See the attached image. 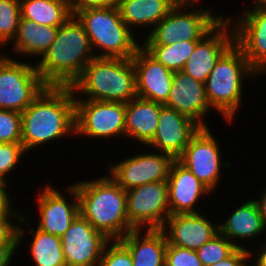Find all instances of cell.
<instances>
[{
    "instance_id": "obj_1",
    "label": "cell",
    "mask_w": 266,
    "mask_h": 266,
    "mask_svg": "<svg viewBox=\"0 0 266 266\" xmlns=\"http://www.w3.org/2000/svg\"><path fill=\"white\" fill-rule=\"evenodd\" d=\"M21 143L30 153L76 136L75 96L70 86H47L21 113ZM71 135V136H69ZM34 149V150H33Z\"/></svg>"
},
{
    "instance_id": "obj_2",
    "label": "cell",
    "mask_w": 266,
    "mask_h": 266,
    "mask_svg": "<svg viewBox=\"0 0 266 266\" xmlns=\"http://www.w3.org/2000/svg\"><path fill=\"white\" fill-rule=\"evenodd\" d=\"M105 175V176H104ZM72 183L79 198V213L109 240H120L132 230L126 191L109 175Z\"/></svg>"
},
{
    "instance_id": "obj_3",
    "label": "cell",
    "mask_w": 266,
    "mask_h": 266,
    "mask_svg": "<svg viewBox=\"0 0 266 266\" xmlns=\"http://www.w3.org/2000/svg\"><path fill=\"white\" fill-rule=\"evenodd\" d=\"M94 58L85 27L72 15L58 28L54 42L35 65L48 86H71Z\"/></svg>"
},
{
    "instance_id": "obj_4",
    "label": "cell",
    "mask_w": 266,
    "mask_h": 266,
    "mask_svg": "<svg viewBox=\"0 0 266 266\" xmlns=\"http://www.w3.org/2000/svg\"><path fill=\"white\" fill-rule=\"evenodd\" d=\"M260 76L234 43L216 62L205 80L206 97L211 108L223 116L226 123H233L243 105L246 80H256Z\"/></svg>"
},
{
    "instance_id": "obj_5",
    "label": "cell",
    "mask_w": 266,
    "mask_h": 266,
    "mask_svg": "<svg viewBox=\"0 0 266 266\" xmlns=\"http://www.w3.org/2000/svg\"><path fill=\"white\" fill-rule=\"evenodd\" d=\"M70 87L75 99L128 103L137 97L132 58L95 57Z\"/></svg>"
},
{
    "instance_id": "obj_6",
    "label": "cell",
    "mask_w": 266,
    "mask_h": 266,
    "mask_svg": "<svg viewBox=\"0 0 266 266\" xmlns=\"http://www.w3.org/2000/svg\"><path fill=\"white\" fill-rule=\"evenodd\" d=\"M75 16L85 27L97 58H132L141 46L139 33L137 38L120 17L117 7L87 8Z\"/></svg>"
},
{
    "instance_id": "obj_7",
    "label": "cell",
    "mask_w": 266,
    "mask_h": 266,
    "mask_svg": "<svg viewBox=\"0 0 266 266\" xmlns=\"http://www.w3.org/2000/svg\"><path fill=\"white\" fill-rule=\"evenodd\" d=\"M223 18V12L217 14L214 7L176 5L147 35L143 34L141 45L199 41Z\"/></svg>"
},
{
    "instance_id": "obj_8",
    "label": "cell",
    "mask_w": 266,
    "mask_h": 266,
    "mask_svg": "<svg viewBox=\"0 0 266 266\" xmlns=\"http://www.w3.org/2000/svg\"><path fill=\"white\" fill-rule=\"evenodd\" d=\"M13 57L0 62V109L22 113L48 85L29 58Z\"/></svg>"
},
{
    "instance_id": "obj_9",
    "label": "cell",
    "mask_w": 266,
    "mask_h": 266,
    "mask_svg": "<svg viewBox=\"0 0 266 266\" xmlns=\"http://www.w3.org/2000/svg\"><path fill=\"white\" fill-rule=\"evenodd\" d=\"M125 115L126 103L75 99L76 138L99 142L116 136L125 139Z\"/></svg>"
},
{
    "instance_id": "obj_10",
    "label": "cell",
    "mask_w": 266,
    "mask_h": 266,
    "mask_svg": "<svg viewBox=\"0 0 266 266\" xmlns=\"http://www.w3.org/2000/svg\"><path fill=\"white\" fill-rule=\"evenodd\" d=\"M213 132L210 127L200 128L177 160L215 193L222 179L221 171L230 168V162L222 158L221 142Z\"/></svg>"
},
{
    "instance_id": "obj_11",
    "label": "cell",
    "mask_w": 266,
    "mask_h": 266,
    "mask_svg": "<svg viewBox=\"0 0 266 266\" xmlns=\"http://www.w3.org/2000/svg\"><path fill=\"white\" fill-rule=\"evenodd\" d=\"M147 149L149 151H147ZM144 153L128 155L122 161L107 163V173L125 190L150 182L167 181L174 159L165 153L145 148ZM147 152V153H146Z\"/></svg>"
},
{
    "instance_id": "obj_12",
    "label": "cell",
    "mask_w": 266,
    "mask_h": 266,
    "mask_svg": "<svg viewBox=\"0 0 266 266\" xmlns=\"http://www.w3.org/2000/svg\"><path fill=\"white\" fill-rule=\"evenodd\" d=\"M126 195L128 221L135 230L162 229L170 216L167 181L134 187Z\"/></svg>"
},
{
    "instance_id": "obj_13",
    "label": "cell",
    "mask_w": 266,
    "mask_h": 266,
    "mask_svg": "<svg viewBox=\"0 0 266 266\" xmlns=\"http://www.w3.org/2000/svg\"><path fill=\"white\" fill-rule=\"evenodd\" d=\"M64 187L66 189H62L66 191L67 196L53 184L45 183L42 185V189L38 187V191H35L37 196L33 199L36 200L37 208L35 209L38 210L37 215H39L35 227L58 237H62L79 214V198L76 187L70 183ZM68 195L72 197L69 200Z\"/></svg>"
},
{
    "instance_id": "obj_14",
    "label": "cell",
    "mask_w": 266,
    "mask_h": 266,
    "mask_svg": "<svg viewBox=\"0 0 266 266\" xmlns=\"http://www.w3.org/2000/svg\"><path fill=\"white\" fill-rule=\"evenodd\" d=\"M242 14L229 16L235 35V44L243 51L251 66L261 75L266 76V8L254 0ZM234 19V20H233Z\"/></svg>"
},
{
    "instance_id": "obj_15",
    "label": "cell",
    "mask_w": 266,
    "mask_h": 266,
    "mask_svg": "<svg viewBox=\"0 0 266 266\" xmlns=\"http://www.w3.org/2000/svg\"><path fill=\"white\" fill-rule=\"evenodd\" d=\"M109 241L79 213L61 237L66 265L97 266Z\"/></svg>"
},
{
    "instance_id": "obj_16",
    "label": "cell",
    "mask_w": 266,
    "mask_h": 266,
    "mask_svg": "<svg viewBox=\"0 0 266 266\" xmlns=\"http://www.w3.org/2000/svg\"><path fill=\"white\" fill-rule=\"evenodd\" d=\"M221 19L198 42L182 71L205 83L220 57L235 43L230 19Z\"/></svg>"
},
{
    "instance_id": "obj_17",
    "label": "cell",
    "mask_w": 266,
    "mask_h": 266,
    "mask_svg": "<svg viewBox=\"0 0 266 266\" xmlns=\"http://www.w3.org/2000/svg\"><path fill=\"white\" fill-rule=\"evenodd\" d=\"M200 128L196 122L177 110L161 105L156 132L146 147L169 154L177 160Z\"/></svg>"
},
{
    "instance_id": "obj_18",
    "label": "cell",
    "mask_w": 266,
    "mask_h": 266,
    "mask_svg": "<svg viewBox=\"0 0 266 266\" xmlns=\"http://www.w3.org/2000/svg\"><path fill=\"white\" fill-rule=\"evenodd\" d=\"M203 211L199 213L172 214L162 227L168 244L198 250L219 234L216 224Z\"/></svg>"
},
{
    "instance_id": "obj_19",
    "label": "cell",
    "mask_w": 266,
    "mask_h": 266,
    "mask_svg": "<svg viewBox=\"0 0 266 266\" xmlns=\"http://www.w3.org/2000/svg\"><path fill=\"white\" fill-rule=\"evenodd\" d=\"M165 106L192 119L201 128L210 127L205 118H209L213 109L207 100L204 83L195 80L182 70L174 71Z\"/></svg>"
},
{
    "instance_id": "obj_20",
    "label": "cell",
    "mask_w": 266,
    "mask_h": 266,
    "mask_svg": "<svg viewBox=\"0 0 266 266\" xmlns=\"http://www.w3.org/2000/svg\"><path fill=\"white\" fill-rule=\"evenodd\" d=\"M136 71L137 97L165 105L174 72L153 58L142 46L132 57Z\"/></svg>"
},
{
    "instance_id": "obj_21",
    "label": "cell",
    "mask_w": 266,
    "mask_h": 266,
    "mask_svg": "<svg viewBox=\"0 0 266 266\" xmlns=\"http://www.w3.org/2000/svg\"><path fill=\"white\" fill-rule=\"evenodd\" d=\"M167 183L170 215L199 213L196 206L201 198L213 193L178 160L170 166Z\"/></svg>"
},
{
    "instance_id": "obj_22",
    "label": "cell",
    "mask_w": 266,
    "mask_h": 266,
    "mask_svg": "<svg viewBox=\"0 0 266 266\" xmlns=\"http://www.w3.org/2000/svg\"><path fill=\"white\" fill-rule=\"evenodd\" d=\"M232 211L224 222L218 223L219 233L225 236L237 248L251 251L252 248L248 247L250 239L256 240L259 238V242H261L260 238H263L264 233L266 237V228L263 225L257 204L252 198L246 201L244 198V201L242 200L240 204H237L236 208L232 209ZM244 241L248 242L247 247L243 246Z\"/></svg>"
},
{
    "instance_id": "obj_23",
    "label": "cell",
    "mask_w": 266,
    "mask_h": 266,
    "mask_svg": "<svg viewBox=\"0 0 266 266\" xmlns=\"http://www.w3.org/2000/svg\"><path fill=\"white\" fill-rule=\"evenodd\" d=\"M26 214L23 213L19 222L18 249L22 241H25L23 240L25 235L28 234V236L32 237H28L30 240L27 242L29 245L28 253L30 252V257L35 266H67L62 249L61 237L44 232L37 227H30L35 225L31 223L33 217L30 219Z\"/></svg>"
},
{
    "instance_id": "obj_24",
    "label": "cell",
    "mask_w": 266,
    "mask_h": 266,
    "mask_svg": "<svg viewBox=\"0 0 266 266\" xmlns=\"http://www.w3.org/2000/svg\"><path fill=\"white\" fill-rule=\"evenodd\" d=\"M119 241L129 250L133 266H165L168 242L161 229L132 230Z\"/></svg>"
},
{
    "instance_id": "obj_25",
    "label": "cell",
    "mask_w": 266,
    "mask_h": 266,
    "mask_svg": "<svg viewBox=\"0 0 266 266\" xmlns=\"http://www.w3.org/2000/svg\"><path fill=\"white\" fill-rule=\"evenodd\" d=\"M161 105L139 97L126 103V138L140 143L143 148L146 147L156 132Z\"/></svg>"
},
{
    "instance_id": "obj_26",
    "label": "cell",
    "mask_w": 266,
    "mask_h": 266,
    "mask_svg": "<svg viewBox=\"0 0 266 266\" xmlns=\"http://www.w3.org/2000/svg\"><path fill=\"white\" fill-rule=\"evenodd\" d=\"M58 28L40 25L21 17L16 36L9 44L12 46L10 53L15 54V59L29 56L30 61L35 57L37 60L34 59V63L38 62L54 42ZM17 55L18 57H16Z\"/></svg>"
},
{
    "instance_id": "obj_27",
    "label": "cell",
    "mask_w": 266,
    "mask_h": 266,
    "mask_svg": "<svg viewBox=\"0 0 266 266\" xmlns=\"http://www.w3.org/2000/svg\"><path fill=\"white\" fill-rule=\"evenodd\" d=\"M175 6L173 0H121L117 8L124 23L136 35L137 28L140 34L147 30V35Z\"/></svg>"
},
{
    "instance_id": "obj_28",
    "label": "cell",
    "mask_w": 266,
    "mask_h": 266,
    "mask_svg": "<svg viewBox=\"0 0 266 266\" xmlns=\"http://www.w3.org/2000/svg\"><path fill=\"white\" fill-rule=\"evenodd\" d=\"M23 19L40 25L60 27L71 16L69 0H20Z\"/></svg>"
},
{
    "instance_id": "obj_29",
    "label": "cell",
    "mask_w": 266,
    "mask_h": 266,
    "mask_svg": "<svg viewBox=\"0 0 266 266\" xmlns=\"http://www.w3.org/2000/svg\"><path fill=\"white\" fill-rule=\"evenodd\" d=\"M198 41H179L171 45H141L153 58L171 71L183 70Z\"/></svg>"
},
{
    "instance_id": "obj_30",
    "label": "cell",
    "mask_w": 266,
    "mask_h": 266,
    "mask_svg": "<svg viewBox=\"0 0 266 266\" xmlns=\"http://www.w3.org/2000/svg\"><path fill=\"white\" fill-rule=\"evenodd\" d=\"M20 18V0H0V47L2 49L8 48L15 38Z\"/></svg>"
},
{
    "instance_id": "obj_31",
    "label": "cell",
    "mask_w": 266,
    "mask_h": 266,
    "mask_svg": "<svg viewBox=\"0 0 266 266\" xmlns=\"http://www.w3.org/2000/svg\"><path fill=\"white\" fill-rule=\"evenodd\" d=\"M237 247L220 233L196 250L203 266H211L229 257Z\"/></svg>"
},
{
    "instance_id": "obj_32",
    "label": "cell",
    "mask_w": 266,
    "mask_h": 266,
    "mask_svg": "<svg viewBox=\"0 0 266 266\" xmlns=\"http://www.w3.org/2000/svg\"><path fill=\"white\" fill-rule=\"evenodd\" d=\"M27 154L29 155L22 143L0 145V181L9 184L8 181L14 177L12 174H15L18 164L21 165ZM8 175H11V178H8Z\"/></svg>"
},
{
    "instance_id": "obj_33",
    "label": "cell",
    "mask_w": 266,
    "mask_h": 266,
    "mask_svg": "<svg viewBox=\"0 0 266 266\" xmlns=\"http://www.w3.org/2000/svg\"><path fill=\"white\" fill-rule=\"evenodd\" d=\"M21 113L0 109V145L5 143H21Z\"/></svg>"
},
{
    "instance_id": "obj_34",
    "label": "cell",
    "mask_w": 266,
    "mask_h": 266,
    "mask_svg": "<svg viewBox=\"0 0 266 266\" xmlns=\"http://www.w3.org/2000/svg\"><path fill=\"white\" fill-rule=\"evenodd\" d=\"M12 206L7 212L0 215V244H18V227L23 210Z\"/></svg>"
},
{
    "instance_id": "obj_35",
    "label": "cell",
    "mask_w": 266,
    "mask_h": 266,
    "mask_svg": "<svg viewBox=\"0 0 266 266\" xmlns=\"http://www.w3.org/2000/svg\"><path fill=\"white\" fill-rule=\"evenodd\" d=\"M97 266H133L132 257L119 240H110Z\"/></svg>"
},
{
    "instance_id": "obj_36",
    "label": "cell",
    "mask_w": 266,
    "mask_h": 266,
    "mask_svg": "<svg viewBox=\"0 0 266 266\" xmlns=\"http://www.w3.org/2000/svg\"><path fill=\"white\" fill-rule=\"evenodd\" d=\"M165 266H203L196 251L167 245Z\"/></svg>"
},
{
    "instance_id": "obj_37",
    "label": "cell",
    "mask_w": 266,
    "mask_h": 266,
    "mask_svg": "<svg viewBox=\"0 0 266 266\" xmlns=\"http://www.w3.org/2000/svg\"><path fill=\"white\" fill-rule=\"evenodd\" d=\"M121 0H69L72 15H76L79 11L87 8L96 7H117Z\"/></svg>"
},
{
    "instance_id": "obj_38",
    "label": "cell",
    "mask_w": 266,
    "mask_h": 266,
    "mask_svg": "<svg viewBox=\"0 0 266 266\" xmlns=\"http://www.w3.org/2000/svg\"><path fill=\"white\" fill-rule=\"evenodd\" d=\"M250 260V250L237 248L229 257L211 266H251Z\"/></svg>"
},
{
    "instance_id": "obj_39",
    "label": "cell",
    "mask_w": 266,
    "mask_h": 266,
    "mask_svg": "<svg viewBox=\"0 0 266 266\" xmlns=\"http://www.w3.org/2000/svg\"><path fill=\"white\" fill-rule=\"evenodd\" d=\"M10 194L13 193L9 189V184L0 181V215L7 212L15 204L13 201L16 200V197Z\"/></svg>"
},
{
    "instance_id": "obj_40",
    "label": "cell",
    "mask_w": 266,
    "mask_h": 266,
    "mask_svg": "<svg viewBox=\"0 0 266 266\" xmlns=\"http://www.w3.org/2000/svg\"><path fill=\"white\" fill-rule=\"evenodd\" d=\"M18 252V244H0V266H11Z\"/></svg>"
},
{
    "instance_id": "obj_41",
    "label": "cell",
    "mask_w": 266,
    "mask_h": 266,
    "mask_svg": "<svg viewBox=\"0 0 266 266\" xmlns=\"http://www.w3.org/2000/svg\"><path fill=\"white\" fill-rule=\"evenodd\" d=\"M260 246V248H259ZM258 250L252 249L251 252V266H266V240L261 242ZM254 254H257L256 256ZM254 260V261H253Z\"/></svg>"
},
{
    "instance_id": "obj_42",
    "label": "cell",
    "mask_w": 266,
    "mask_h": 266,
    "mask_svg": "<svg viewBox=\"0 0 266 266\" xmlns=\"http://www.w3.org/2000/svg\"><path fill=\"white\" fill-rule=\"evenodd\" d=\"M260 192L261 193H258L260 196H256V198L254 197L253 200L257 204L263 225L266 228V187L264 189L262 188Z\"/></svg>"
},
{
    "instance_id": "obj_43",
    "label": "cell",
    "mask_w": 266,
    "mask_h": 266,
    "mask_svg": "<svg viewBox=\"0 0 266 266\" xmlns=\"http://www.w3.org/2000/svg\"><path fill=\"white\" fill-rule=\"evenodd\" d=\"M203 0H173L175 5L196 6Z\"/></svg>"
},
{
    "instance_id": "obj_44",
    "label": "cell",
    "mask_w": 266,
    "mask_h": 266,
    "mask_svg": "<svg viewBox=\"0 0 266 266\" xmlns=\"http://www.w3.org/2000/svg\"><path fill=\"white\" fill-rule=\"evenodd\" d=\"M259 6L266 8V0H254Z\"/></svg>"
},
{
    "instance_id": "obj_45",
    "label": "cell",
    "mask_w": 266,
    "mask_h": 266,
    "mask_svg": "<svg viewBox=\"0 0 266 266\" xmlns=\"http://www.w3.org/2000/svg\"><path fill=\"white\" fill-rule=\"evenodd\" d=\"M1 51H4L2 48H1V50H0V62L7 56V53L6 54H4L3 52H1ZM3 53V54H2ZM6 55V56H5Z\"/></svg>"
}]
</instances>
